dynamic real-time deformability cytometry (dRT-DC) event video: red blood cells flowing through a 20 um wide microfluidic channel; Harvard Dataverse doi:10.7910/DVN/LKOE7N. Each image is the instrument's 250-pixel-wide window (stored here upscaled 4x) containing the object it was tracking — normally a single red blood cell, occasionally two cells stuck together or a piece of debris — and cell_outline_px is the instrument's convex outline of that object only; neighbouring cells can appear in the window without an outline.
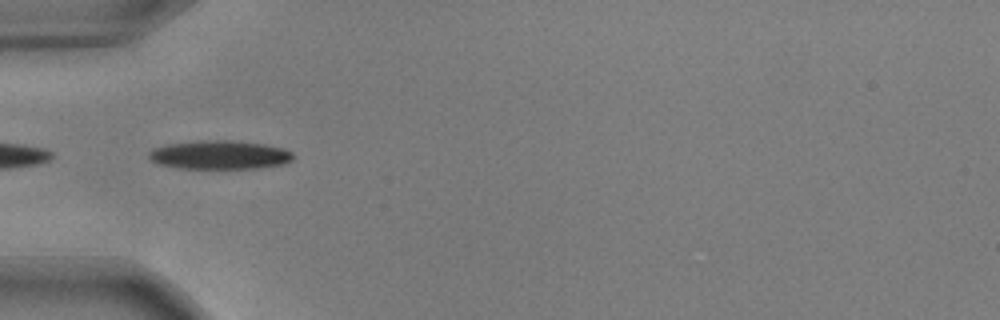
{"species": "common noctule bat (a hibernating species)", "species_latin": "Nyctalus noctula", "temperature_condition": "warm", "stored_images_in_passage": 31, "camera_frame_rate_fps": 3000, "um_per_image_px": 0.085, "animal": {"sex": "male", "body_mass_g": 17.9, "forearm_length_mm": 54.2}, "frame": {"image": 1, "passage_image": 17, "time_ms": 5.333, "image_size_px": [1000, 320], "cell_outline_px": [[292, 160], [284, 164], [260, 168], [180, 168], [160, 164], [152, 160], [148, 156], [148, 152], [156, 148], [168, 144], [196, 140], [232, 140], [264, 144], [284, 148], [292, 152]], "centroid_in_image_um": [18.7, 13.15], "position_along_channel_um": 66.3, "area_um2": 24.1}}
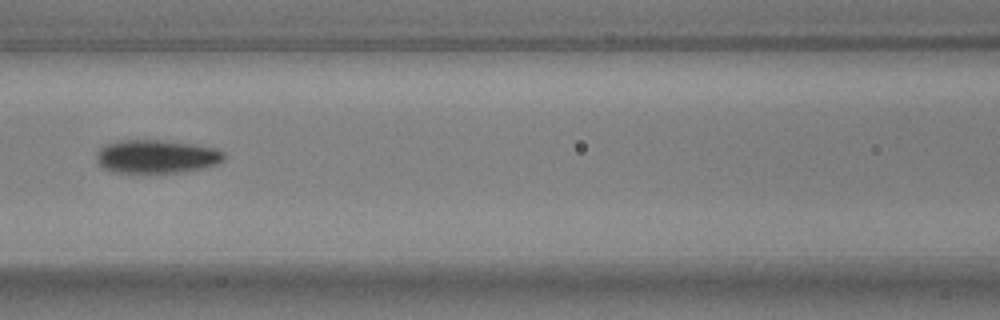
{"frame": {"image": 2, "passage_image": 24, "time_ms": 7.667, "image_size_px": [1000, 320], "cell_outline_px": [[224, 160], [216, 164], [204, 168], [184, 172], [112, 172], [104, 168], [96, 160], [96, 152], [104, 144], [120, 140], [160, 140], [196, 144], [216, 148], [224, 152]], "centroid_in_image_um": [13.31, 13.29], "position_along_channel_um": 153.3, "area_um2": 24.97}}
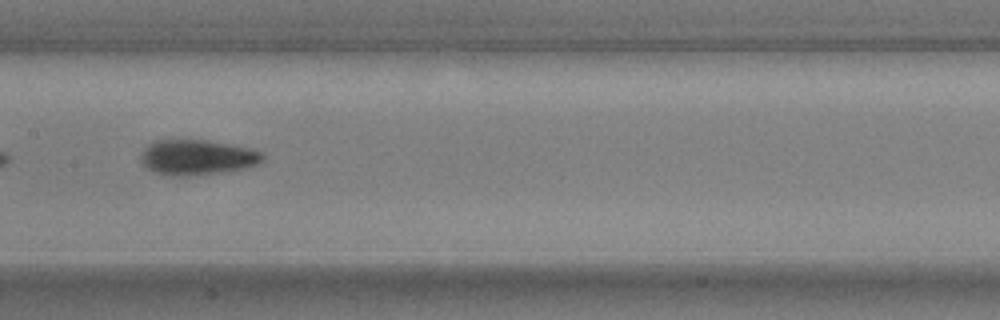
{"frame": {"image": 3, "passage_image": 27, "time_ms": 8.667, "image_size_px": [1000, 320], "cell_outline_px": [[264, 160], [260, 164], [244, 168], [224, 172], [152, 172], [140, 160], [140, 156], [144, 148], [152, 140], [208, 140], [252, 148], [260, 152], [264, 156]], "centroid_in_image_um": [16.82, 13.3], "position_along_channel_um": 190.6, "area_um2": 24.04}}